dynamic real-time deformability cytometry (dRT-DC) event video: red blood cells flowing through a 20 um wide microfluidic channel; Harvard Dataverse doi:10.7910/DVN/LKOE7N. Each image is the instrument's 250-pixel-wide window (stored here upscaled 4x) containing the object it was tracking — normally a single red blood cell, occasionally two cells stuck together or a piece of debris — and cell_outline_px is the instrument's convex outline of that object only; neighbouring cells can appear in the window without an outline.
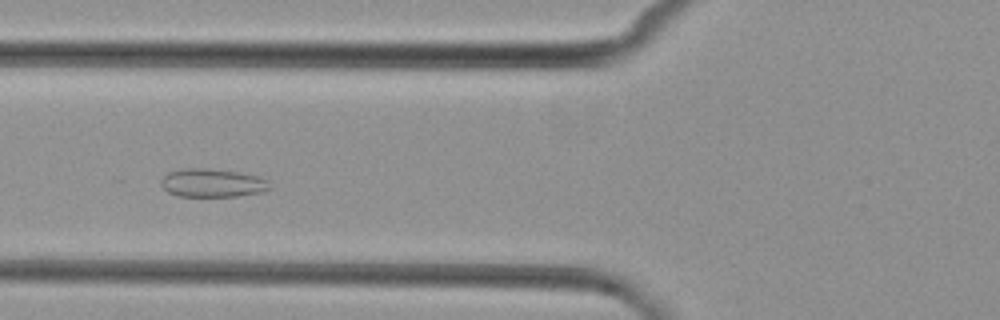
{"species": "common noctule bat (a hibernating species)", "species_latin": "Nyctalus noctula", "temperature_condition": "cold", "stored_images_in_passage": 7, "camera_frame_rate_fps": 3000, "um_per_image_px": 0.085, "animal": {"sex": "female", "body_mass_g": 29.2, "forearm_length_mm": 56.3}, "frame": {"image": 1, "passage_image": 5, "time_ms": 4.667, "image_size_px": [1000, 320], "cell_outline_px": [[272, 188], [264, 192], [236, 196], [180, 196], [168, 192], [160, 184], [160, 180], [168, 172], [184, 168], [212, 168], [240, 172], [260, 176], [268, 180]], "centroid_in_image_um": [18.09, 15.54], "position_along_channel_um": 107.7, "area_um2": 18.26}}
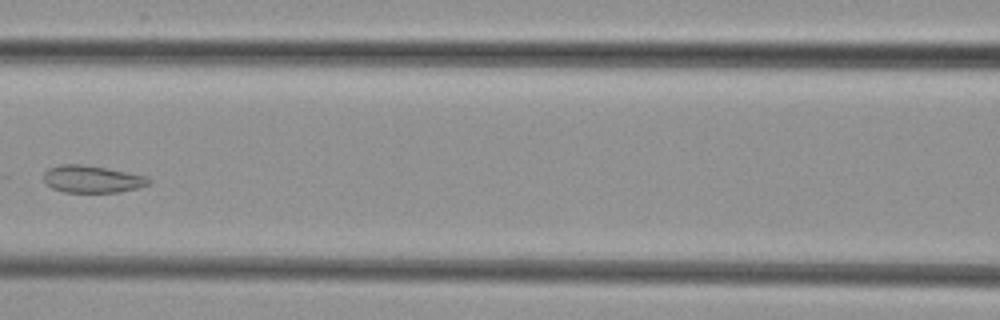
{"frame": {"image": 2, "passage_image": 6, "time_ms": 6.0, "image_size_px": [1000, 320], "cell_outline_px": [[152, 180], [148, 184], [140, 188], [120, 192], [64, 192], [52, 188], [44, 180], [44, 172], [48, 168], [60, 164], [84, 164], [108, 168], [148, 176]], "centroid_in_image_um": [7.86, 15.22], "position_along_channel_um": 158.7, "area_um2": 16.88}}
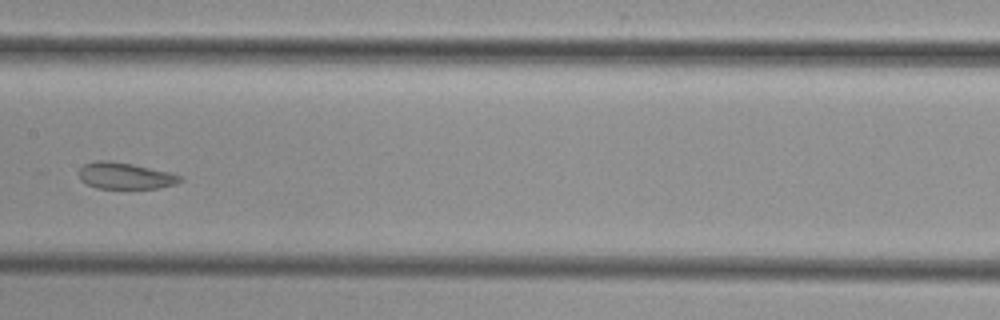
{"frame": {"image": 3, "passage_image": 7, "time_ms": 7.0, "image_size_px": [1000, 320], "cell_outline_px": [[184, 180], [176, 184], [156, 188], [96, 188], [80, 180], [76, 172], [84, 164], [96, 160], [108, 160], [132, 164], [168, 172], [180, 176]], "centroid_in_image_um": [10.58, 14.94], "position_along_channel_um": 196.8, "area_um2": 15.61}}